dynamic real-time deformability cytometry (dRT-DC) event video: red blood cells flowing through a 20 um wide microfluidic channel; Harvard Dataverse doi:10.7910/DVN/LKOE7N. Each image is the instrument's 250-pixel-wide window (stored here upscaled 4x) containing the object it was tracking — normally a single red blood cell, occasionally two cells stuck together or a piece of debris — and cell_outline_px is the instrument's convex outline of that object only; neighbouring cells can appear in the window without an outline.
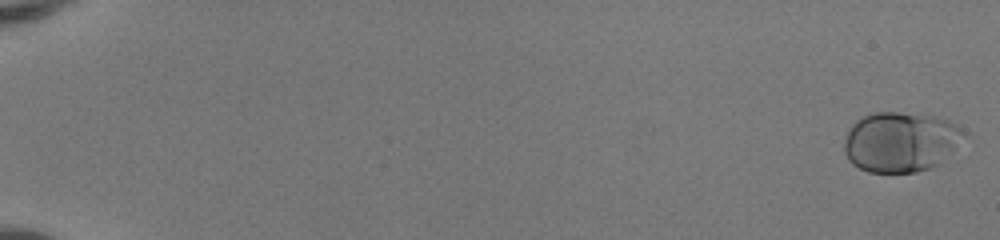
{"species": "human", "species_latin": "Homo sapiens", "temperature_condition": "room temperature", "stored_images_in_passage": 52, "camera_frame_rate_fps": 3000, "um_per_image_px": 0.085, "donor": {"sex": "female"}, "frame": {"image": 1, "passage_image": 1, "time_ms": 0.0, "image_size_px": [1000, 240], "cell_outline_px": [[972, 136], [936, 164], [928, 168], [916, 172], [868, 172], [852, 164], [848, 160], [844, 152], [844, 140], [848, 128], [860, 116], [872, 112], [896, 112], [932, 116], [948, 120], [956, 124], [968, 132]], "centroid_in_image_um": [76.58, 12.04], "position_along_channel_um": 8.4, "area_um2": 42.54}}
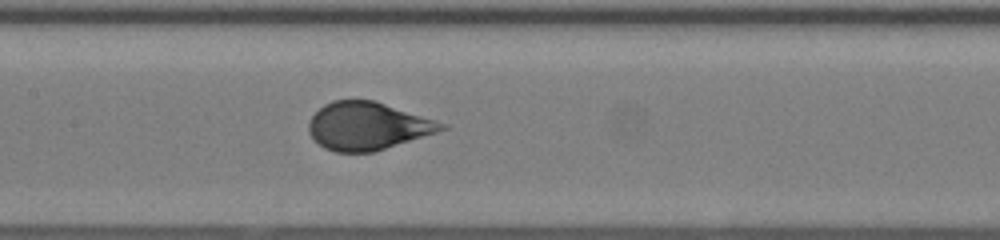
{"frame": {"image": 2, "passage_image": 28, "time_ms": 9.0, "image_size_px": [1000, 240], "cell_outline_px": [[448, 128], [436, 132], [372, 152], [336, 152], [324, 148], [312, 140], [308, 132], [308, 124], [312, 116], [324, 104], [332, 100], [372, 100], [436, 120], [448, 124]], "centroid_in_image_um": [31.2, 10.72], "position_along_channel_um": 176.2, "area_um2": 36.65}}
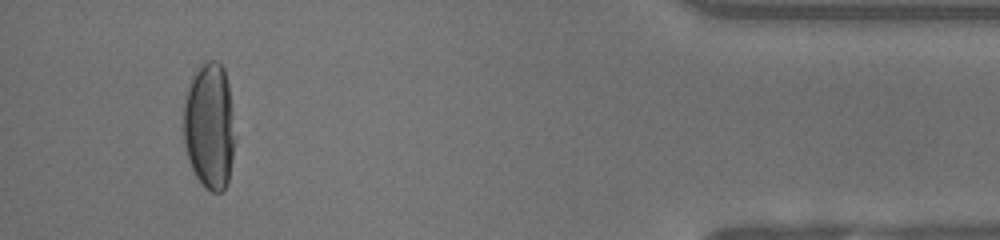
{"frame": {"image": 3, "passage_image": 49, "time_ms": 16.0, "image_size_px": [1000, 240], "cell_outline_px": [[232, 160], [228, 184], [220, 192], [212, 192], [204, 188], [196, 176], [192, 168], [184, 144], [184, 104], [188, 88], [192, 76], [200, 64], [208, 60], [216, 60], [224, 68], [228, 84], [232, 112]], "centroid_in_image_um": [17.78, 10.71], "position_along_channel_um": 417.4, "area_um2": 37.45}, "authors_computed_cell_mechanics": {"area_um2": 38.2058, "velocity_mm_per_s": 4.1541, "shape_relaxation_time_tau1_ms": 4.5512, "shape_relaxation_time_tau2_ms": null, "deformation_change_tau1": 0.2063, "deformation_change_tau2": null}}